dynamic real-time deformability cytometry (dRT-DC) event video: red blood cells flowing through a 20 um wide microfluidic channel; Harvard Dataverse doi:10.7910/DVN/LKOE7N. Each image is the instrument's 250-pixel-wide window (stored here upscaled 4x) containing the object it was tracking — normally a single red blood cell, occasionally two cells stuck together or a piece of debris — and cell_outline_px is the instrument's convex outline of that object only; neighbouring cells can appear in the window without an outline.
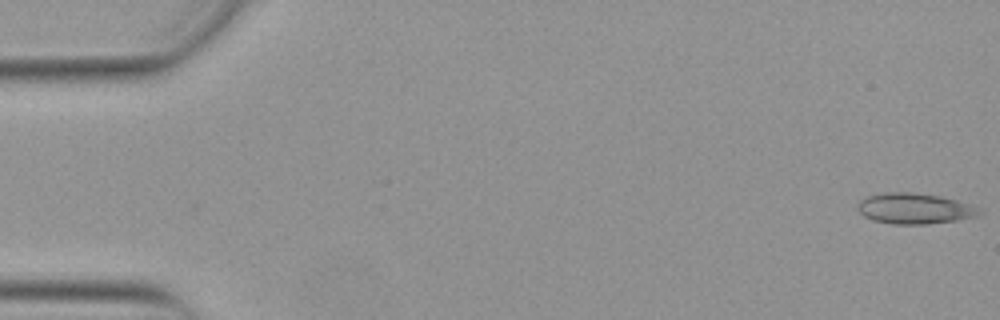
{"species": "Egyptian fruit bat (a non-hibernating species)", "species_latin": "Rousettus aegyptiacus", "temperature_condition": "warm", "stored_images_in_passage": 29, "camera_frame_rate_fps": 3000, "um_per_image_px": 0.085, "animal": {"sex": "female"}, "frame": {"image": 1, "passage_image": 1, "time_ms": 0.0, "image_size_px": [1000, 320], "cell_outline_px": [[984, 212], [980, 216], [956, 220], [924, 224], [892, 224], [872, 220], [864, 216], [856, 208], [856, 204], [864, 196], [884, 192], [912, 192], [940, 196], [956, 200], [980, 208]], "centroid_in_image_um": [77.71, 17.72], "position_along_channel_um": 7.3, "area_um2": 22.02}}
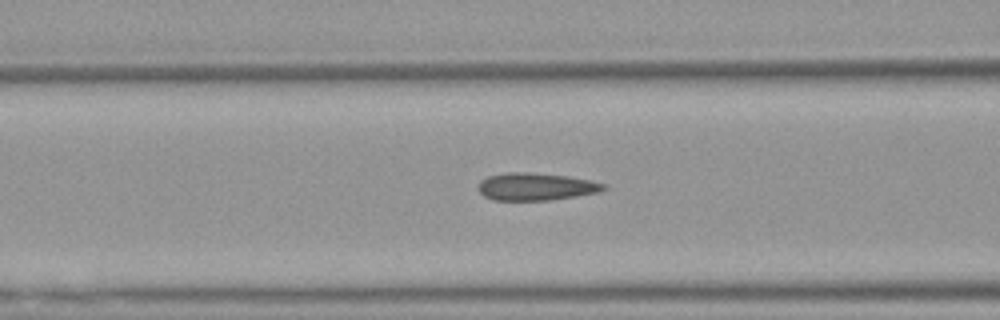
{"frame": {"image": 2, "passage_image": 21, "time_ms": 6.667, "image_size_px": [1000, 320], "cell_outline_px": [[608, 188], [600, 192], [576, 196], [548, 200], [492, 200], [484, 196], [480, 192], [480, 180], [488, 176], [508, 172], [528, 172], [568, 176], [592, 180], [608, 184]], "centroid_in_image_um": [45.61, 15.86], "position_along_channel_um": 121.0, "area_um2": 20.17}}
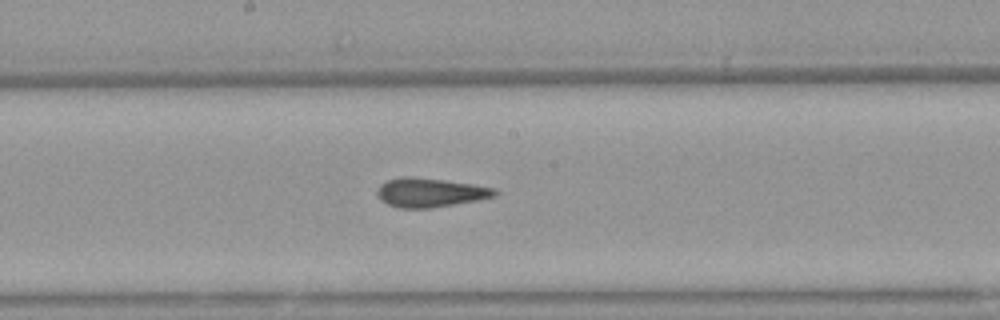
{"frame": {"image": 3, "passage_image": 28, "time_ms": 9.0, "image_size_px": [1000, 320], "cell_outline_px": [[500, 192], [496, 196], [476, 200], [428, 208], [396, 208], [380, 200], [376, 192], [376, 188], [380, 184], [388, 180], [404, 176], [412, 176], [444, 180], [472, 184], [496, 188]], "centroid_in_image_um": [36.54, 16.36], "position_along_channel_um": 211.7, "area_um2": 19.94}}